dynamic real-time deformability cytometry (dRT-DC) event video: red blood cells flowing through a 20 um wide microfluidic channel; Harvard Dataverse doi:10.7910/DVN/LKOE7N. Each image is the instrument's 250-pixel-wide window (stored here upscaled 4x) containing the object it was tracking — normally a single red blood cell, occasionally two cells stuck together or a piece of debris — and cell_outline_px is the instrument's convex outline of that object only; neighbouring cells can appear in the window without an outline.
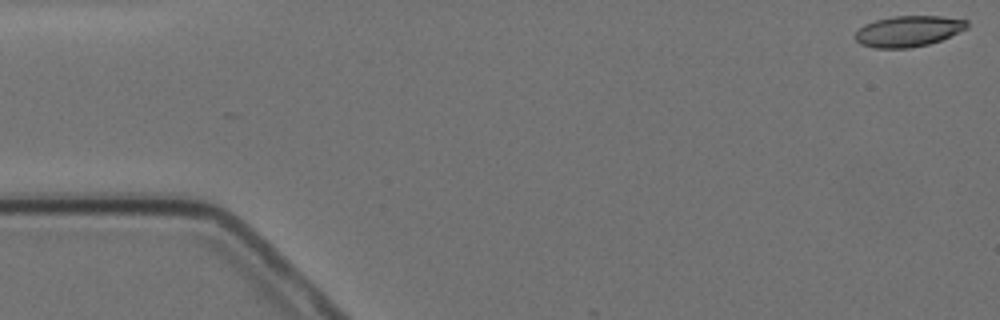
{"species": "Egyptian fruit bat (a non-hibernating species)", "species_latin": "Rousettus aegyptiacus", "temperature_condition": "cold", "stored_images_in_passage": 6, "camera_frame_rate_fps": 3000, "um_per_image_px": 0.085, "animal": {"sex": "female"}, "frame": {"image": 1, "passage_image": 1, "time_ms": 0.0, "image_size_px": [1000, 320], "cell_outline_px": [[968, 28], [940, 40], [928, 44], [908, 48], [876, 48], [860, 44], [852, 36], [864, 24], [876, 20], [892, 16], [944, 16], [968, 20]], "centroid_in_image_um": [77.2, 2.64], "position_along_channel_um": 7.8, "area_um2": 20.17}}
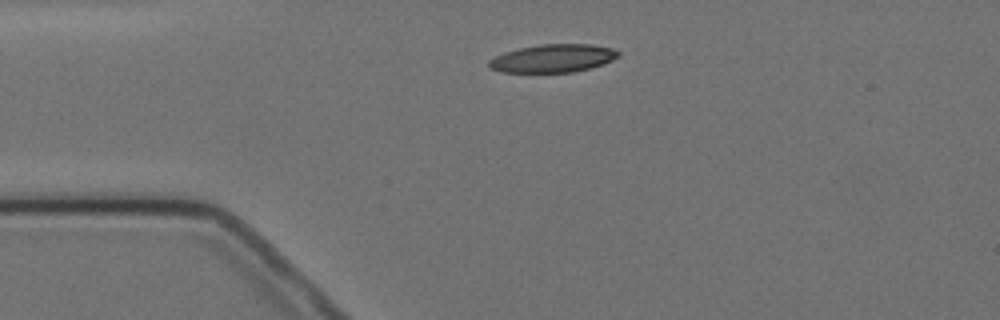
{"frame": {"image": 2, "passage_image": 4, "time_ms": 3.667, "image_size_px": [1000, 320], "cell_outline_px": [[620, 56], [604, 64], [572, 72], [500, 72], [488, 68], [488, 60], [504, 52], [520, 48], [540, 44], [592, 44], [612, 48], [620, 52]], "centroid_in_image_um": [46.99, 4.95], "position_along_channel_um": 38.0, "area_um2": 21.21}}